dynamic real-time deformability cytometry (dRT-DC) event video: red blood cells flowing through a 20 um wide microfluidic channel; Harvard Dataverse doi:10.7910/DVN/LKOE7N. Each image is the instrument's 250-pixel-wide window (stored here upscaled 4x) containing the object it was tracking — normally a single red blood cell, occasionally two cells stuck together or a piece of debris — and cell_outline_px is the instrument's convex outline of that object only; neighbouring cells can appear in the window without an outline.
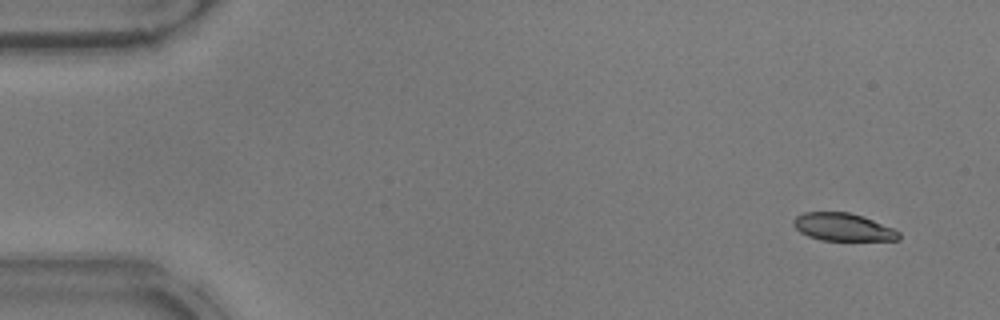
{"species": "common noctule bat (a hibernating species)", "species_latin": "Nyctalus noctula", "temperature_condition": "warm", "stored_images_in_passage": 53, "camera_frame_rate_fps": 3000, "um_per_image_px": 0.085, "animal": {"sex": "male", "body_mass_g": 17.9}, "frame": {"image": 1, "passage_image": 4, "time_ms": 1.0, "image_size_px": [1000, 320], "cell_outline_px": [[900, 240], [824, 240], [808, 236], [800, 232], [792, 224], [792, 220], [796, 216], [804, 212], [848, 212], [864, 216], [892, 228], [900, 232]], "centroid_in_image_um": [71.64, 19.29], "position_along_channel_um": 13.4, "area_um2": 16.99}}
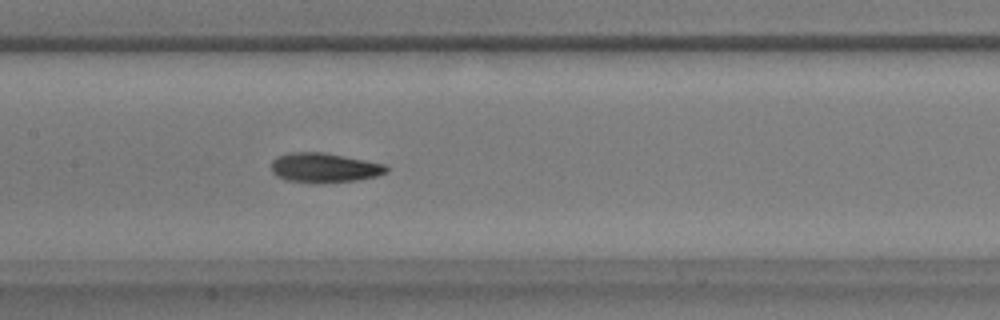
{"frame": {"image": 2, "passage_image": 26, "time_ms": 8.333, "image_size_px": [1000, 320], "cell_outline_px": [[388, 172], [376, 176], [356, 180], [320, 184], [312, 184], [284, 180], [276, 176], [272, 172], [272, 160], [280, 156], [292, 152], [324, 152], [384, 164], [388, 168]], "centroid_in_image_um": [27.54, 14.28], "position_along_channel_um": 179.9, "area_um2": 20.0}}
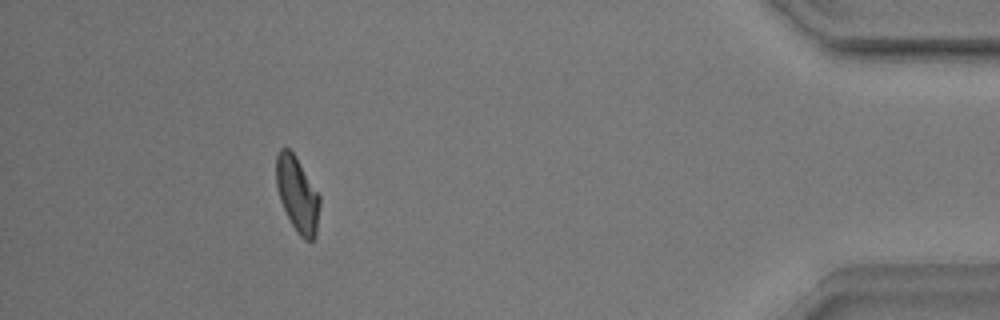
{"frame": {"image": 3, "passage_image": 48, "time_ms": 15.667, "image_size_px": [1000, 320], "cell_outline_px": [[320, 204], [316, 236], [312, 240], [304, 240], [296, 232], [280, 200], [276, 188], [276, 156], [280, 148], [288, 148], [296, 156], [320, 196]], "centroid_in_image_um": [25.27, 16.52], "position_along_channel_um": 409.9, "area_um2": 19.07}, "authors_computed_cell_mechanics": {"area_um2": 19.074, "velocity_mm_per_s": 3.889, "shape_relaxation_time_tau1_ms": 5.0809, "shape_relaxation_time_tau2_ms": 2.9554, "deformation_change_tau1": 0.1587, "deformation_change_tau2": 0.1032}}